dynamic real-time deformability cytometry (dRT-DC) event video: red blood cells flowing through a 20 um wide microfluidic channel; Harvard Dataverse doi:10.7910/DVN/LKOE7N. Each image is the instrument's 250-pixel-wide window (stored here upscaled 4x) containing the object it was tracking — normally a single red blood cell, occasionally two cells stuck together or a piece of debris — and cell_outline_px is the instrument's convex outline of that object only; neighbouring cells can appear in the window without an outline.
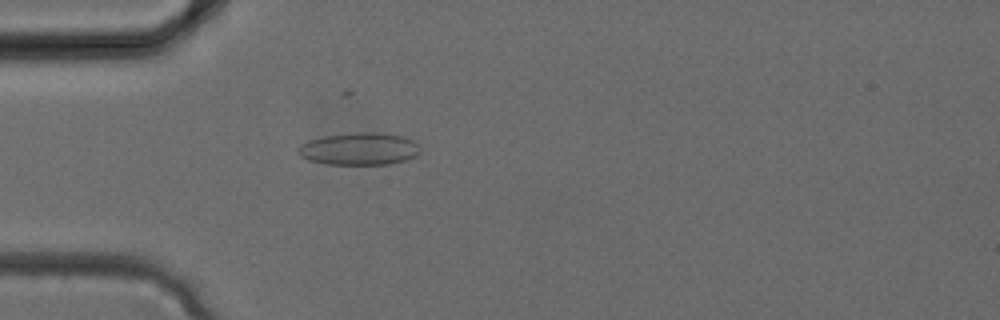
{"species": "common noctule bat (a hibernating species)", "species_latin": "Nyctalus noctula", "temperature_condition": "cold", "stored_images_in_passage": 20, "camera_frame_rate_fps": 3000, "um_per_image_px": 0.085, "animal": {"sex": "female", "body_mass_g": 24.6, "forearm_length_mm": 56.2}, "frame": {"image": 1, "passage_image": 3, "time_ms": 0.667, "image_size_px": [1000, 320], "cell_outline_px": [[420, 152], [416, 156], [404, 160], [388, 164], [328, 164], [308, 160], [300, 156], [296, 152], [296, 148], [300, 144], [308, 140], [324, 136], [356, 132], [380, 132], [404, 136], [412, 140], [420, 148]], "centroid_in_image_um": [30.5, 12.64], "position_along_channel_um": 54.5, "area_um2": 23.18}}
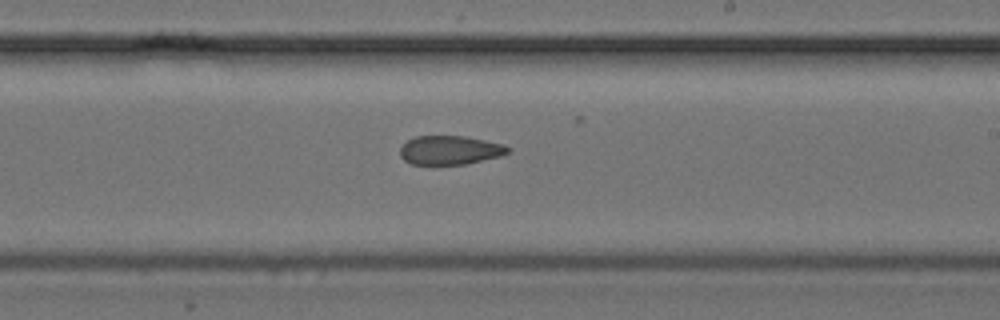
{"frame": {"image": 2, "passage_image": 13, "time_ms": 4.0, "image_size_px": [1000, 320], "cell_outline_px": [[512, 148], [508, 152], [500, 156], [464, 164], [412, 164], [404, 160], [400, 156], [400, 148], [408, 140], [416, 136], [464, 136], [504, 144]], "centroid_in_image_um": [38.25, 12.76], "position_along_channel_um": 250.8, "area_um2": 18.03}}
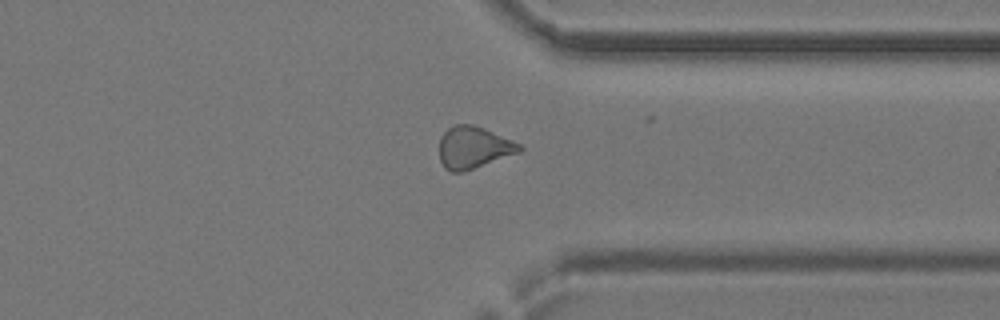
{"frame": {"image": 3, "passage_image": 19, "time_ms": 6.0, "image_size_px": [1000, 320], "cell_outline_px": [[524, 148], [520, 152], [464, 172], [452, 172], [444, 168], [440, 160], [440, 136], [448, 128], [456, 124], [472, 124], [484, 128], [512, 140], [520, 144]], "centroid_in_image_um": [40.25, 12.54], "position_along_channel_um": 371.2, "area_um2": 19.65}}